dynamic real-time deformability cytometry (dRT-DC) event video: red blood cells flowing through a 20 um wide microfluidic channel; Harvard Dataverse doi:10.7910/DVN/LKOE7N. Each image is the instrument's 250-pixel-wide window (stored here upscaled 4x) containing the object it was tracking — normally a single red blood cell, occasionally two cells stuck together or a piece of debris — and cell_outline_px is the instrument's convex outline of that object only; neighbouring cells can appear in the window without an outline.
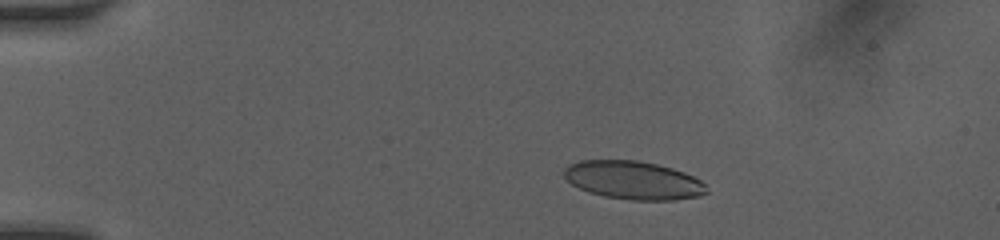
{"species": "human", "species_latin": "Homo sapiens", "temperature_condition": "room temperature", "stored_images_in_passage": 18, "camera_frame_rate_fps": 3000, "um_per_image_px": 0.085, "donor": {"sex": "female"}, "frame": {"image": 1, "passage_image": 8, "time_ms": 3.0, "image_size_px": [1000, 240], "cell_outline_px": [[708, 192], [700, 196], [676, 200], [632, 200], [604, 196], [588, 192], [572, 184], [564, 176], [564, 168], [568, 164], [580, 160], [640, 160], [672, 168], [684, 172], [700, 180], [704, 184]], "centroid_in_image_um": [53.82, 15.31], "position_along_channel_um": 31.2, "area_um2": 31.85}}
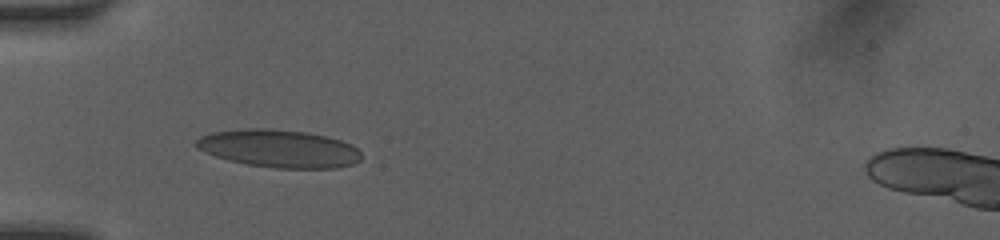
{"frame": {"image": 2, "passage_image": 13, "time_ms": 5.333, "image_size_px": [1000, 240], "cell_outline_px": [[360, 160], [352, 164], [336, 168], [276, 168], [248, 164], [228, 160], [204, 152], [196, 148], [192, 144], [200, 136], [212, 132], [244, 128], [268, 128], [308, 132], [340, 140], [352, 144], [360, 152]], "centroid_in_image_um": [23.67, 12.62], "position_along_channel_um": 61.3, "area_um2": 36.47}}
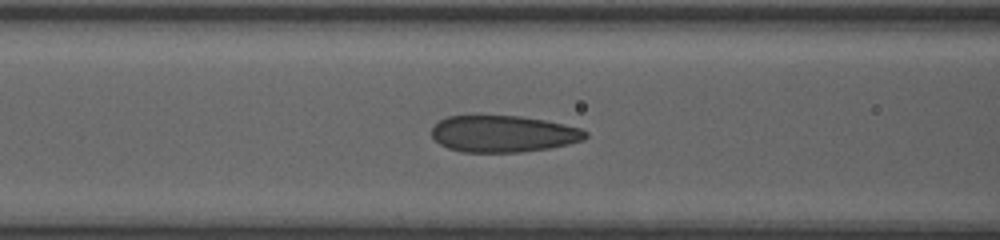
{"frame": {"image": 3, "passage_image": 17, "time_ms": 7.0, "image_size_px": [1000, 240], "cell_outline_px": [[588, 136], [584, 140], [568, 144], [548, 148], [520, 152], [460, 152], [448, 148], [440, 144], [432, 136], [432, 128], [440, 120], [448, 116], [476, 112], [520, 116], [544, 120], [564, 124], [580, 128], [588, 132]], "centroid_in_image_um": [42.73, 11.33], "position_along_channel_um": 123.9, "area_um2": 33.81}}